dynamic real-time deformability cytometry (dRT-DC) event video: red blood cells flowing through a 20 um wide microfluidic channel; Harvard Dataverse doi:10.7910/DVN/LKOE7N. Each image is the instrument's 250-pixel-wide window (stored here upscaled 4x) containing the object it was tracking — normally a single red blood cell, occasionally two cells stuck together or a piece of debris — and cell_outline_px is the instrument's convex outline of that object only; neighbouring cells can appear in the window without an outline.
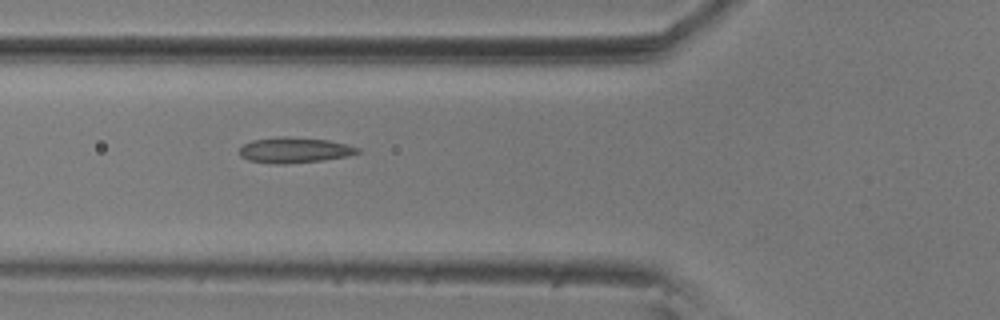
{"species": "common noctule bat (a hibernating species)", "species_latin": "Nyctalus noctula", "temperature_condition": "room temperature", "stored_images_in_passage": 7, "camera_frame_rate_fps": 3000, "um_per_image_px": 0.085, "animal": {"sex": "male", "body_mass_g": 20.5, "forearm_length_mm": 52.5}, "frame": {"image": 1, "passage_image": 6, "time_ms": 1.667, "image_size_px": [1000, 320], "cell_outline_px": [[360, 152], [348, 156], [320, 160], [284, 164], [276, 164], [248, 160], [240, 156], [240, 148], [244, 144], [252, 140], [284, 136], [328, 140], [360, 148]], "centroid_in_image_um": [25.01, 12.76], "position_along_channel_um": 100.8, "area_um2": 17.34}}
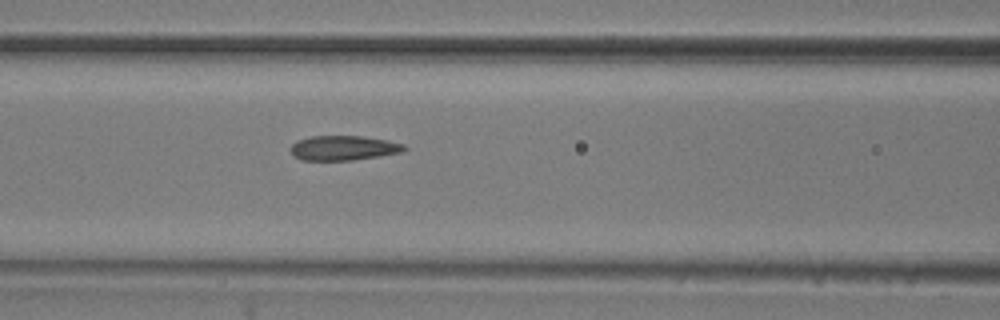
{"frame": {"image": 2, "passage_image": 7, "time_ms": 2.0, "image_size_px": [1000, 320], "cell_outline_px": [[408, 148], [404, 152], [380, 156], [352, 160], [300, 160], [292, 152], [292, 144], [296, 140], [308, 136], [360, 136], [388, 140], [404, 144]], "centroid_in_image_um": [29.24, 12.57], "position_along_channel_um": 137.4, "area_um2": 16.42}}